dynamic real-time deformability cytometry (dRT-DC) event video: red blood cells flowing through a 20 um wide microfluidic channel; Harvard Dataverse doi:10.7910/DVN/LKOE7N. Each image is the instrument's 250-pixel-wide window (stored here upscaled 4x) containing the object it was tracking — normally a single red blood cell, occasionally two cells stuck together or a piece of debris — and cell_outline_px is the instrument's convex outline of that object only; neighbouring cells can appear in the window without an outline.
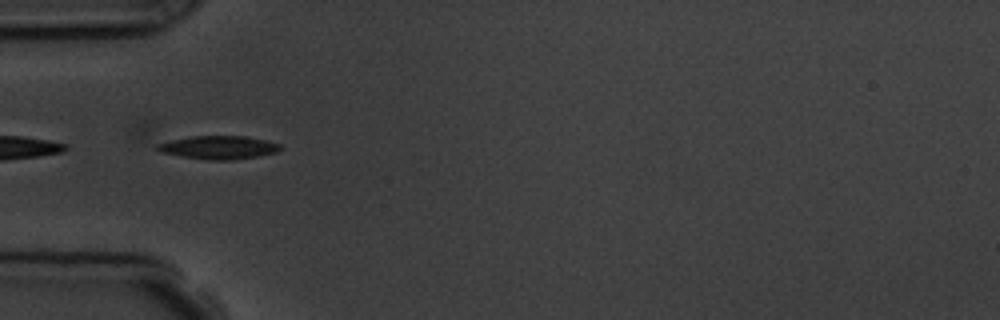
{"species": "common noctule bat (a hibernating species)", "species_latin": "Nyctalus noctula", "temperature_condition": "room temperature", "stored_images_in_passage": 5, "camera_frame_rate_fps": 3000, "um_per_image_px": 0.085, "animal": {"sex": "male", "body_mass_g": 19.5, "forearm_length_mm": 54.6}, "frame": {"image": 1, "passage_image": 2, "time_ms": 1.0, "image_size_px": [1000, 320], "cell_outline_px": [[284, 148], [276, 152], [256, 156], [232, 160], [208, 160], [180, 156], [164, 152], [156, 148], [136, 136], [128, 128], [144, 120], [156, 120], [244, 136], [264, 140], [280, 144]], "centroid_in_image_um": [17.07, 12.04], "position_along_channel_um": 67.9, "area_um2": 25.95}}